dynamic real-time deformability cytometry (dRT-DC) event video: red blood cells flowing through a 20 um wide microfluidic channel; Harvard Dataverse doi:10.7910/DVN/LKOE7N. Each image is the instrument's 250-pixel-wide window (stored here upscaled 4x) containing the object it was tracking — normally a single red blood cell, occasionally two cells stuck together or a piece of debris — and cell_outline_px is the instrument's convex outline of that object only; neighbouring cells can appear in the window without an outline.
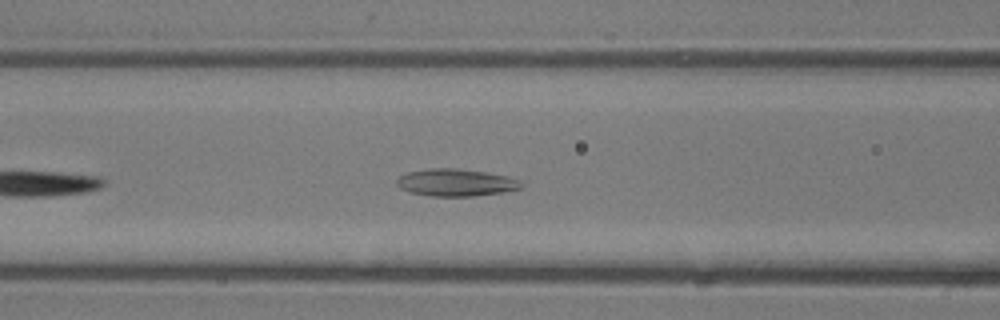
{"species": "common noctule bat (a hibernating species)", "species_latin": "Nyctalus noctula", "temperature_condition": "room temperature", "stored_images_in_passage": 24, "camera_frame_rate_fps": 3000, "um_per_image_px": 0.085, "animal": {"sex": "male", "body_mass_g": 13.3}, "frame": {"image": 1, "passage_image": 8, "time_ms": 2.333, "image_size_px": [1000, 320], "cell_outline_px": [[528, 184], [524, 188], [504, 192], [476, 196], [432, 196], [412, 192], [400, 188], [396, 184], [396, 180], [400, 176], [408, 172], [428, 168], [456, 168], [488, 172], [508, 176], [520, 180]], "centroid_in_image_um": [38.85, 15.51], "position_along_channel_um": 127.8, "area_um2": 20.11}}
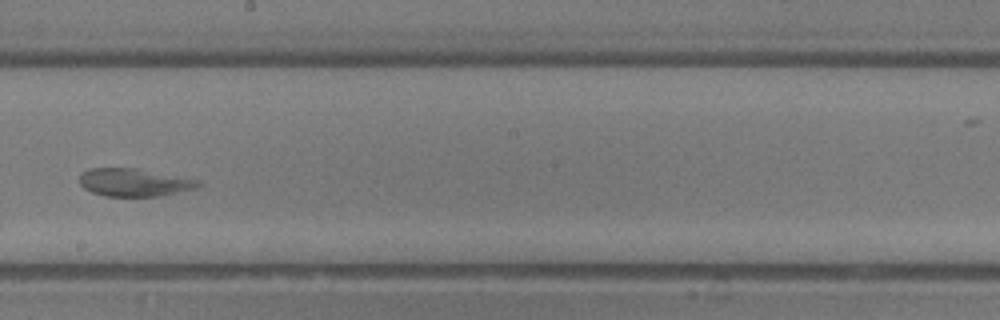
{"frame": {"image": 2, "passage_image": 15, "time_ms": 4.667, "image_size_px": [1000, 320], "cell_outline_px": [[204, 184], [196, 188], [160, 196], [104, 196], [92, 192], [84, 188], [80, 184], [80, 172], [88, 168], [136, 168], [204, 180]], "centroid_in_image_um": [11.45, 15.49], "position_along_channel_um": 236.7, "area_um2": 19.59}}
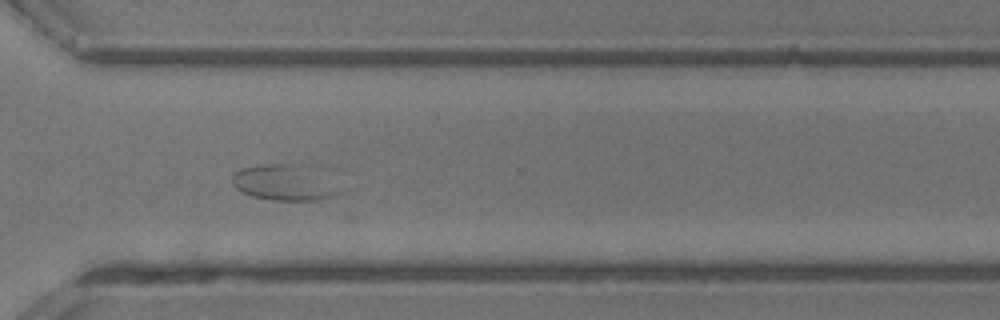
{"frame": {"image": 3, "passage_image": 22, "time_ms": 7.0, "image_size_px": [1000, 320], "cell_outline_px": [[348, 188], [344, 192], [336, 196], [320, 200], [272, 200], [252, 196], [236, 188], [232, 184], [232, 176], [236, 172], [244, 168], [264, 164], [296, 164]], "centroid_in_image_um": [24.25, 15.56], "position_along_channel_um": 346.4, "area_um2": 22.25}}